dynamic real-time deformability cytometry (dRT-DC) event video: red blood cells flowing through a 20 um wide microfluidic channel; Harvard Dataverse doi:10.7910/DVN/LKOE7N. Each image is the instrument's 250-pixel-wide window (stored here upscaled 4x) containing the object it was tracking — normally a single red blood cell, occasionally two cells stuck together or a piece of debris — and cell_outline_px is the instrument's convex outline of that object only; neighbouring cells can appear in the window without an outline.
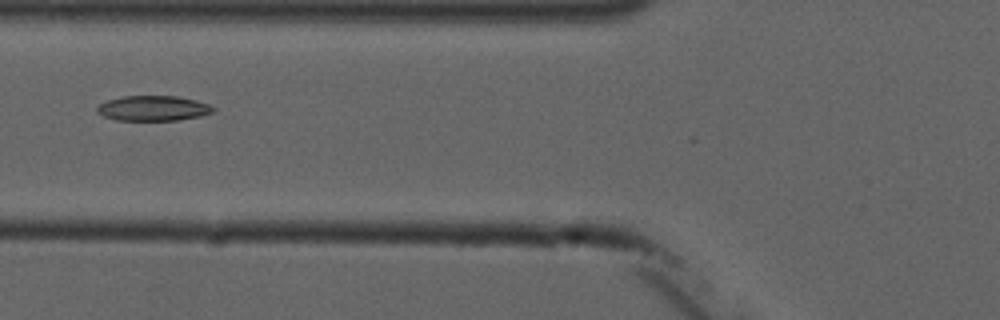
{"species": "common noctule bat (a hibernating species)", "species_latin": "Nyctalus noctula", "temperature_condition": "cold", "stored_images_in_passage": 4, "camera_frame_rate_fps": 3000, "um_per_image_px": 0.085, "animal": {"sex": "male", "forearm_length_mm": 52.5}, "frame": {"image": 1, "passage_image": 4, "time_ms": 6.0, "image_size_px": [1000, 320], "cell_outline_px": [[216, 112], [200, 116], [176, 120], [116, 120], [104, 116], [96, 112], [96, 108], [100, 104], [108, 100], [120, 96], [176, 96], [196, 100], [208, 104], [216, 108]], "centroid_in_image_um": [13.04, 9.2], "position_along_channel_um": 112.8, "area_um2": 17.05}}